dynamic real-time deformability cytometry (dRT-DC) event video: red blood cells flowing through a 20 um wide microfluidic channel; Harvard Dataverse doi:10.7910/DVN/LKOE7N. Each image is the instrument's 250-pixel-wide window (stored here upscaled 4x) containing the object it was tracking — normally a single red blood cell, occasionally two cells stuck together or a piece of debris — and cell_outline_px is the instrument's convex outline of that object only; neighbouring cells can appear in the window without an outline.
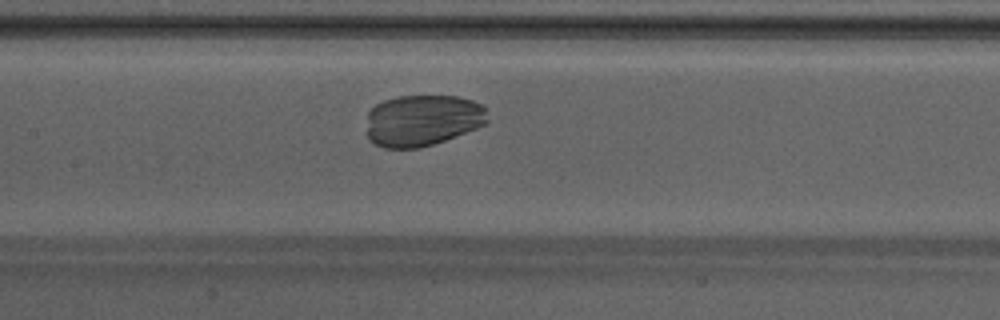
{"species": "Egyptian fruit bat (a non-hibernating species)", "species_latin": "Rousettus aegyptiacus", "temperature_condition": "warm", "stored_images_in_passage": 34, "camera_frame_rate_fps": 3000, "um_per_image_px": 0.085, "animal": {"sex": "male"}, "frame": {"image": 1, "passage_image": 9, "time_ms": 2.667, "image_size_px": [1000, 320], "cell_outline_px": [[488, 124], [444, 140], [420, 148], [384, 148], [368, 140], [368, 112], [376, 104], [384, 100], [400, 96], [456, 96], [472, 100], [488, 108]], "centroid_in_image_um": [35.95, 10.23], "position_along_channel_um": 171.5, "area_um2": 36.41}}
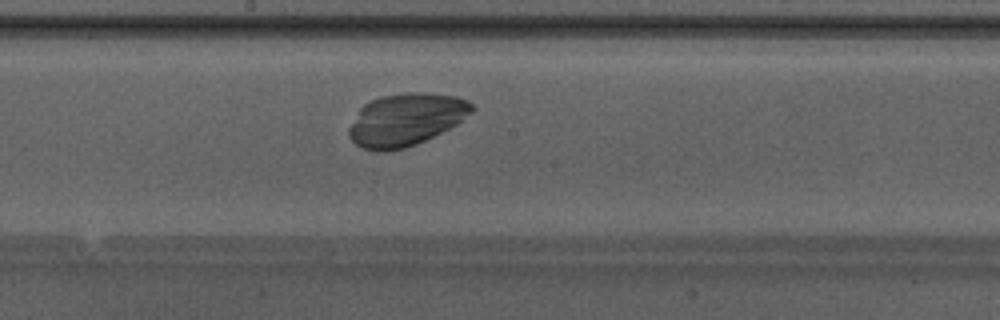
{"frame": {"image": 2, "passage_image": 12, "time_ms": 3.667, "image_size_px": [1000, 320], "cell_outline_px": [[476, 108], [464, 120], [416, 144], [404, 148], [384, 152], [364, 148], [356, 144], [348, 136], [348, 128], [360, 108], [364, 104], [372, 100], [384, 96], [412, 92], [416, 92], [456, 96], [468, 100]], "centroid_in_image_um": [34.51, 10.17], "position_along_channel_um": 213.7, "area_um2": 37.17}}
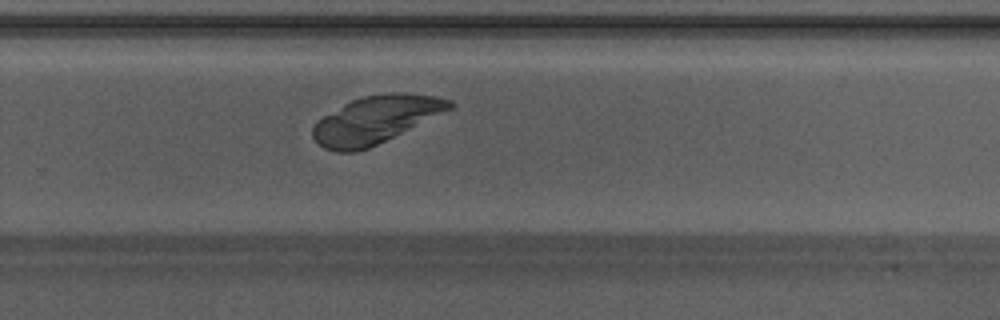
{"frame": {"image": 3, "passage_image": 18, "time_ms": 5.667, "image_size_px": [1000, 320], "cell_outline_px": [[456, 104], [452, 108], [368, 148], [356, 152], [336, 152], [324, 148], [312, 136], [312, 128], [316, 120], [344, 104], [352, 100], [364, 96], [388, 92], [404, 92], [436, 96], [452, 100]], "centroid_in_image_um": [31.91, 10.16], "position_along_channel_um": 297.9, "area_um2": 37.45}}